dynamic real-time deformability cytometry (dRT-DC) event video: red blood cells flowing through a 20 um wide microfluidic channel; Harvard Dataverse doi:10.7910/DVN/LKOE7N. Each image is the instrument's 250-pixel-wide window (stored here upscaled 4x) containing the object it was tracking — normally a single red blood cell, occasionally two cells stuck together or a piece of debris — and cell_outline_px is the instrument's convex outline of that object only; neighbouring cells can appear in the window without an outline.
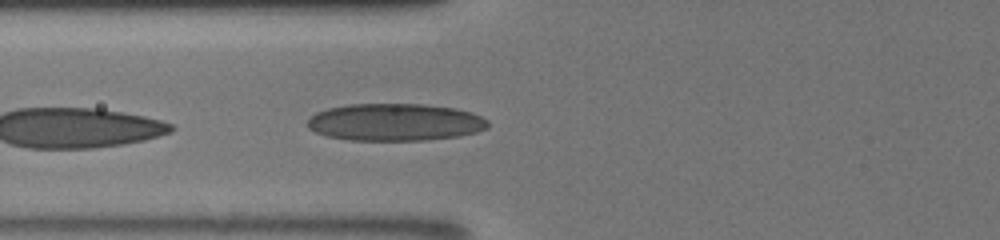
{"species": "human", "species_latin": "Homo sapiens", "temperature_condition": "room temperature", "stored_images_in_passage": 9, "camera_frame_rate_fps": 3000, "um_per_image_px": 0.085, "donor": {"sex": "male"}, "frame": {"image": 1, "passage_image": 9, "time_ms": 5.0, "image_size_px": [1000, 240], "cell_outline_px": [[488, 128], [476, 132], [460, 136], [424, 140], [348, 140], [328, 136], [316, 132], [308, 128], [308, 120], [316, 112], [328, 108], [348, 104], [424, 104], [456, 108], [472, 112], [488, 120]], "centroid_in_image_um": [33.6, 10.38], "position_along_channel_um": 92.2, "area_um2": 39.3}}